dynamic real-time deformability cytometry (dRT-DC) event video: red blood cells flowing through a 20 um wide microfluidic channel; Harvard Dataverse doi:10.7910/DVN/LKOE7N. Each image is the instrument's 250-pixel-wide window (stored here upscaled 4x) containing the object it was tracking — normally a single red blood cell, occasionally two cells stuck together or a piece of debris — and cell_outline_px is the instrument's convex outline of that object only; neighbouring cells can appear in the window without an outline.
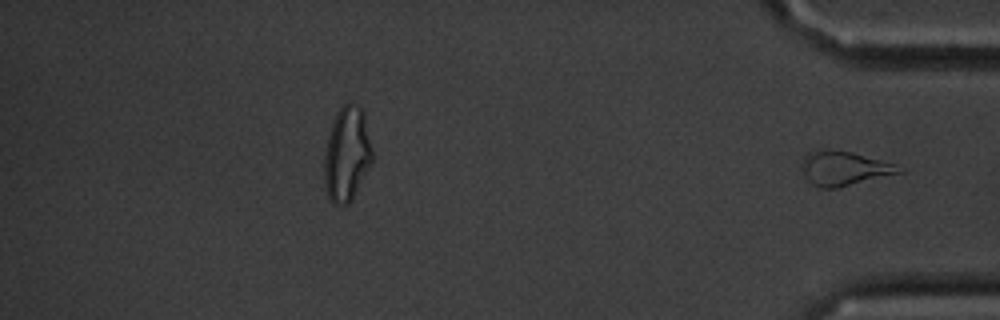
{"species": "common noctule bat (a hibernating species)", "species_latin": "Nyctalus noctula", "temperature_condition": "cold", "stored_images_in_passage": 44, "segment_of_instrument_passage": [2, 2], "camera_frame_rate_fps": 3000, "um_per_image_px": 0.085, "animal": {"sex": "male", "body_mass_g": 20.1, "forearm_length_mm": 53.5}, "frame": {"image": 1, "passage_image": 44, "time_ms": 14.333, "image_size_px": [1000, 320], "cell_outline_px": [[904, 172], [836, 188], [820, 188], [812, 184], [808, 180], [800, 168], [800, 164], [804, 156], [808, 152], [852, 152], [896, 164], [904, 168]], "centroid_in_image_um": [71.77, 14.35], "position_along_channel_um": 363.4, "area_um2": 19.02}}